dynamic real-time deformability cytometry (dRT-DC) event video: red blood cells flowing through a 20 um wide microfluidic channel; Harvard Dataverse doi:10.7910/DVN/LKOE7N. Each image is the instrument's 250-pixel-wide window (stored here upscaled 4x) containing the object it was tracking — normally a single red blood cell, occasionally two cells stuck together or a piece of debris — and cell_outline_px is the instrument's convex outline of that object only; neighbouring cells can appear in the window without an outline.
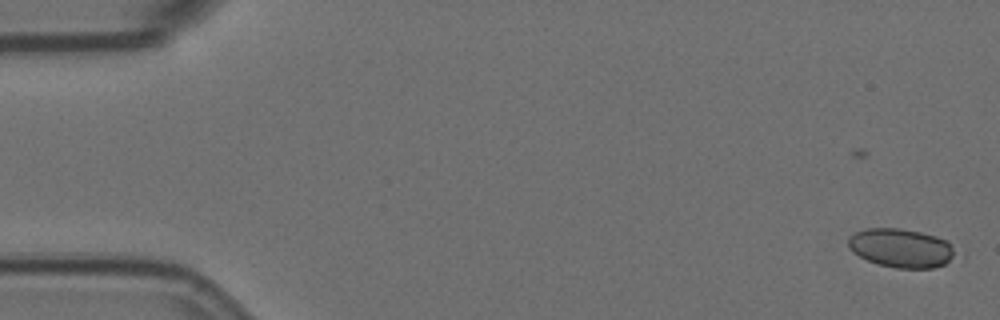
{"species": "Egyptian fruit bat (a non-hibernating species)", "species_latin": "Rousettus aegyptiacus", "temperature_condition": "room temperature", "stored_images_in_passage": 8, "camera_frame_rate_fps": 3000, "um_per_image_px": 0.085, "animal": {"sex": "female"}, "frame": {"image": 1, "passage_image": 2, "time_ms": 0.333, "image_size_px": [1000, 320], "cell_outline_px": [[964, 260], [932, 268], [896, 268], [880, 264], [868, 260], [852, 252], [848, 248], [848, 236], [856, 232], [868, 228], [900, 228], [920, 232], [936, 236], [948, 240], [964, 256]], "centroid_in_image_um": [76.78, 21.1], "position_along_channel_um": 8.2, "area_um2": 25.26}}
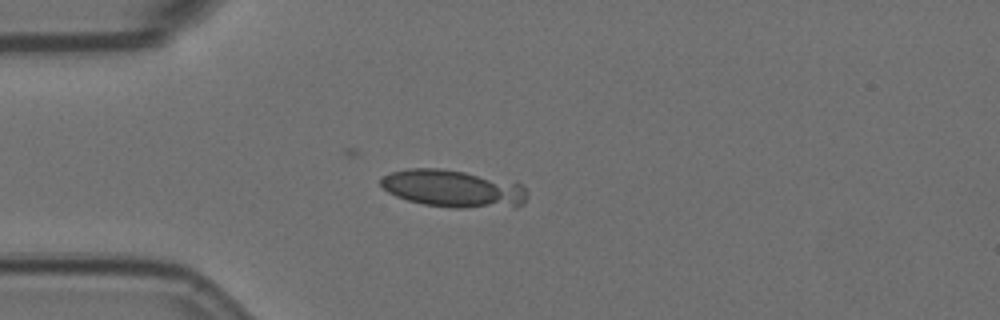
{"frame": {"image": 2, "passage_image": 6, "time_ms": 1.667, "image_size_px": [1000, 320], "cell_outline_px": [[528, 196], [524, 204], [516, 208], [452, 208], [424, 204], [408, 200], [396, 196], [388, 192], [380, 184], [380, 180], [384, 176], [392, 172], [408, 168], [440, 168], [516, 180], [524, 184], [528, 192]], "centroid_in_image_um": [38.66, 16.04], "position_along_channel_um": 46.3, "area_um2": 32.95}}